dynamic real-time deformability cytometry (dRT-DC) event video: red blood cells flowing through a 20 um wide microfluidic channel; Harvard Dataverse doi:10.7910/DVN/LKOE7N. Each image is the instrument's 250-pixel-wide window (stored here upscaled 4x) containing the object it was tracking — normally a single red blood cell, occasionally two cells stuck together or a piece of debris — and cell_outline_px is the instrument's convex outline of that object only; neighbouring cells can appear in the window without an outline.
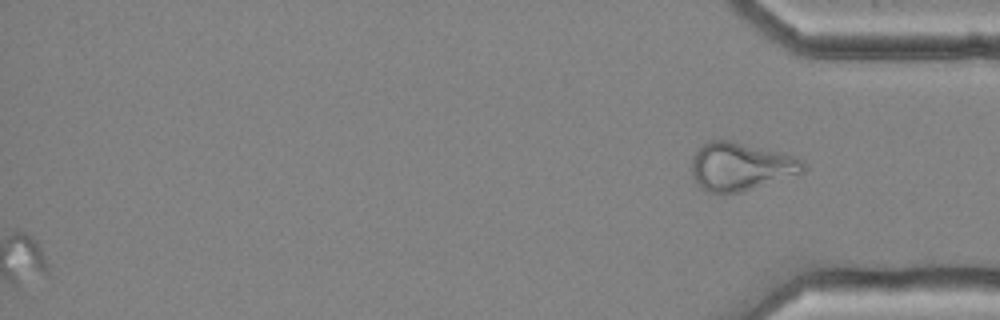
{"species": "common noctule bat (a hibernating species)", "species_latin": "Nyctalus noctula", "temperature_condition": "cold", "stored_images_in_passage": 42, "camera_frame_rate_fps": 3000, "um_per_image_px": 0.085, "animal": {"sex": "female", "body_mass_g": 25.1}, "frame": {"image": 1, "passage_image": 42, "time_ms": 13.667, "image_size_px": [1000, 320], "cell_outline_px": [[804, 172], [740, 192], [708, 192], [700, 188], [692, 176], [692, 156], [708, 140], [732, 140], [792, 156], [804, 160]], "centroid_in_image_um": [62.92, 14.15], "position_along_channel_um": 372.3, "area_um2": 30.81}}